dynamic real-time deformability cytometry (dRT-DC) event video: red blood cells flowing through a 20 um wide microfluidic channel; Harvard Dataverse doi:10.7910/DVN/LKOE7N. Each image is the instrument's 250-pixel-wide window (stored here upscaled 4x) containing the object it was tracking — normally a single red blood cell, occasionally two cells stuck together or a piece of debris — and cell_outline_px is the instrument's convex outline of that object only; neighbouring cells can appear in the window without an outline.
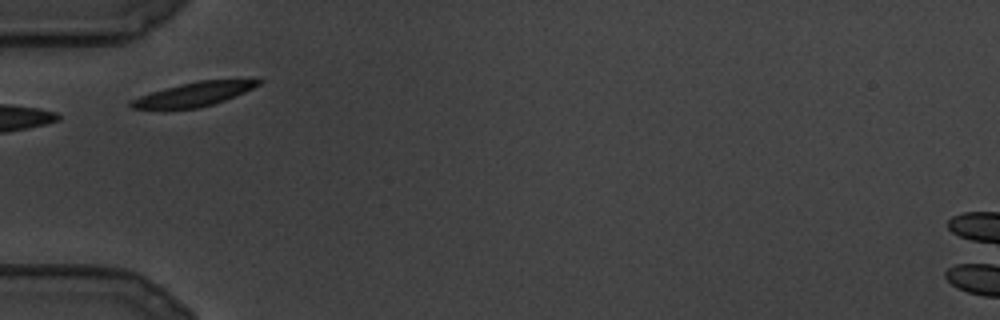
{"species": "common noctule bat (a hibernating species)", "species_latin": "Nyctalus noctula", "temperature_condition": "cold", "stored_images_in_passage": 46, "camera_frame_rate_fps": 3000, "um_per_image_px": 0.085, "animal": {"sex": "male", "body_mass_g": 19.5, "forearm_length_mm": 54.6}, "frame": {"image": 1, "passage_image": 1, "time_ms": 0.0, "image_size_px": [1000, 320], "cell_outline_px": [[264, 80], [260, 84], [244, 92], [224, 100], [212, 104], [196, 108], [132, 108], [128, 104], [128, 100], [152, 92], [180, 84], [200, 80]], "centroid_in_image_um": [16.44, 8.0], "position_along_channel_um": 68.6, "area_um2": 17.22}}
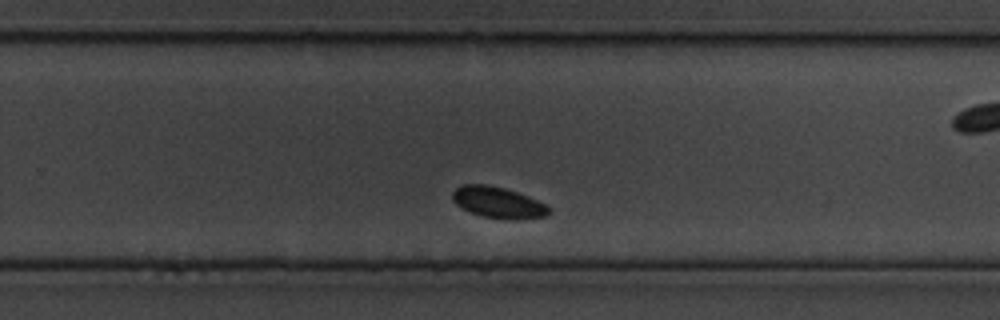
{"frame": {"image": 2, "passage_image": 23, "time_ms": 7.333, "image_size_px": [1000, 320], "cell_outline_px": [[552, 212], [548, 216], [516, 220], [508, 220], [480, 216], [456, 204], [452, 200], [452, 192], [460, 184], [488, 184], [504, 188], [528, 196], [552, 208]], "centroid_in_image_um": [42.36, 17.22], "position_along_channel_um": 287.4, "area_um2": 17.74}}
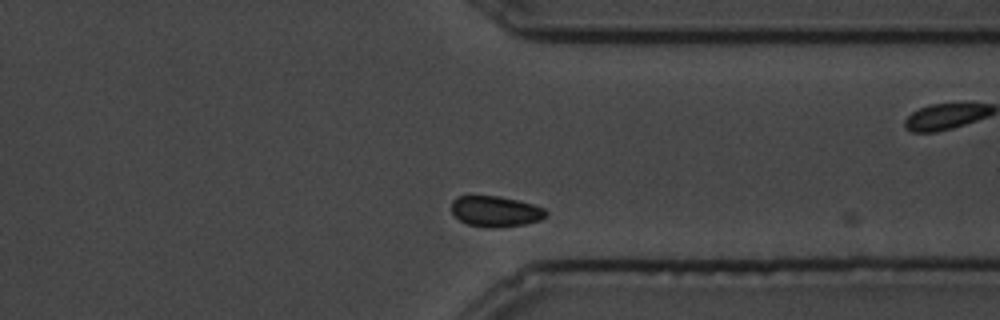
{"frame": {"image": 3, "passage_image": 37, "time_ms": 12.0, "image_size_px": [1000, 320], "cell_outline_px": [[548, 216], [540, 220], [524, 224], [492, 228], [484, 228], [468, 224], [460, 220], [452, 212], [452, 200], [456, 196], [500, 196], [532, 204], [544, 208], [548, 212]], "centroid_in_image_um": [42.13, 17.97], "position_along_channel_um": 369.3, "area_um2": 16.94}}